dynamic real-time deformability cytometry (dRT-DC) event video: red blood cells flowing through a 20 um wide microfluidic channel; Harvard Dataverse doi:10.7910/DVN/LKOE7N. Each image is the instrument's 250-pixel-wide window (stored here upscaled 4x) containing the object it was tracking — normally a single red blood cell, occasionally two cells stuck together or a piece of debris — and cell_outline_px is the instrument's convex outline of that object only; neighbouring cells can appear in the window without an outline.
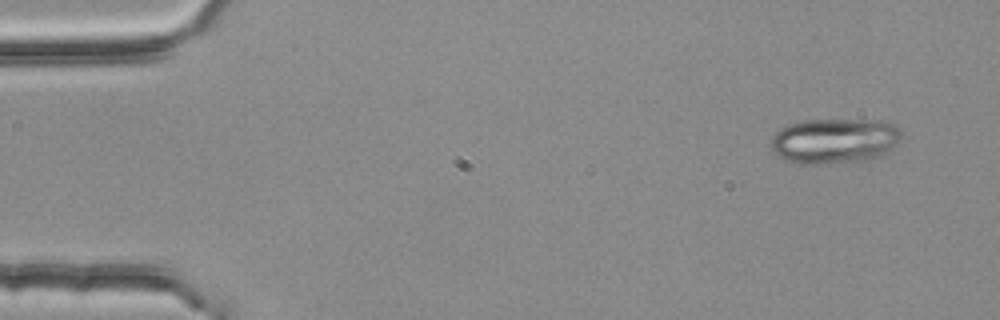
{"species": "common noctule bat (a hibernating species)", "species_latin": "Nyctalus noctula", "temperature_condition": "room temperature", "stored_images_in_passage": 3, "camera_frame_rate_fps": 3000, "um_per_image_px": 0.085, "animal": {"sex": "female", "body_mass_g": 25.1}, "frame": {"image": 1, "passage_image": 1, "time_ms": 0.0, "image_size_px": [1000, 320], "cell_outline_px": [[900, 136], [896, 144], [884, 156], [868, 160], [816, 164], [812, 164], [788, 160], [780, 156], [768, 144], [772, 136], [780, 128], [788, 124], [804, 120], [888, 120], [900, 132]], "centroid_in_image_um": [70.94, 11.96], "position_along_channel_um": 14.1, "area_um2": 34.33}}